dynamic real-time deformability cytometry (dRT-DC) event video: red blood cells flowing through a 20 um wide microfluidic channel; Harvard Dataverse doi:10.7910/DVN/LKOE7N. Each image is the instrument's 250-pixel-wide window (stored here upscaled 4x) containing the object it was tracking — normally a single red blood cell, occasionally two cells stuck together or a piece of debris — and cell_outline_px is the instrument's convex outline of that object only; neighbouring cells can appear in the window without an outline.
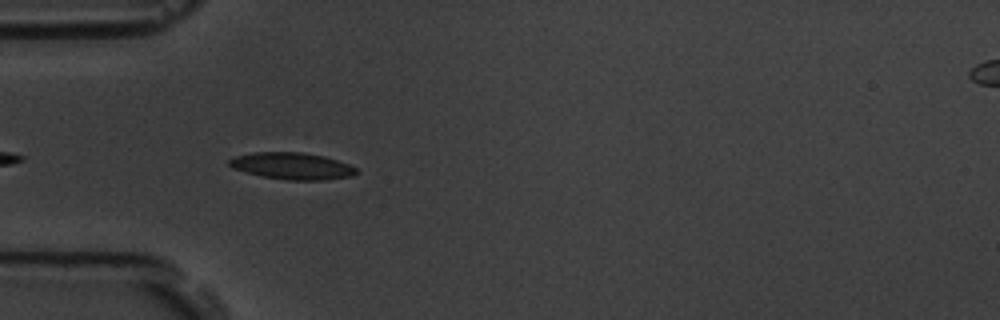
{"species": "common noctule bat (a hibernating species)", "species_latin": "Nyctalus noctula", "temperature_condition": "room temperature", "stored_images_in_passage": 12, "camera_frame_rate_fps": 3000, "um_per_image_px": 0.085, "animal": {"sex": "male", "body_mass_g": 19.5, "forearm_length_mm": 54.6}, "frame": {"image": 1, "passage_image": 1, "time_ms": 0.0, "image_size_px": [1000, 320], "cell_outline_px": [[356, 172], [352, 176], [324, 180], [288, 180], [264, 176], [232, 168], [228, 164], [228, 160], [232, 156], [252, 152], [304, 152], [324, 156], [348, 164], [356, 168]], "centroid_in_image_um": [24.79, 14.09], "position_along_channel_um": 60.2, "area_um2": 19.77}}
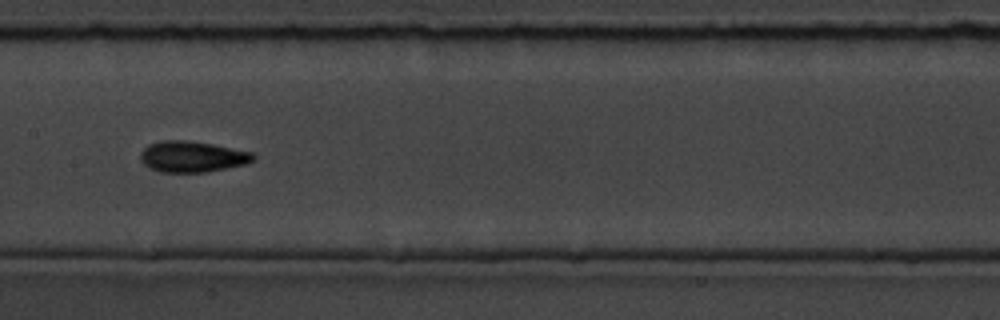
{"frame": {"image": 2, "passage_image": 4, "time_ms": 3.667, "image_size_px": [1000, 320], "cell_outline_px": [[256, 156], [248, 164], [208, 172], [160, 172], [148, 168], [140, 160], [140, 152], [148, 144], [164, 140], [184, 140], [212, 144], [252, 152]], "centroid_in_image_um": [16.32, 13.32], "position_along_channel_um": 191.1, "area_um2": 20.52}}
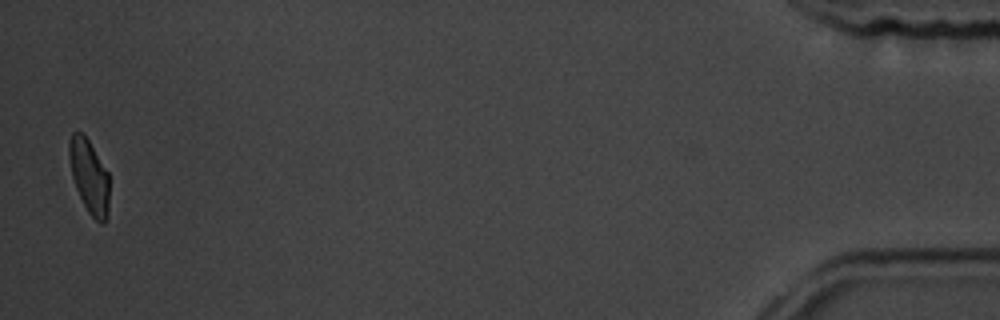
{"frame": {"image": 3, "passage_image": 12, "time_ms": 12.667, "image_size_px": [1000, 320], "cell_outline_px": [[108, 216], [104, 224], [100, 224], [88, 212], [76, 188], [72, 176], [68, 156], [68, 144], [72, 132], [80, 132], [88, 140], [108, 172]], "centroid_in_image_um": [7.58, 15.01], "position_along_channel_um": 427.6, "area_um2": 17.11}, "authors_computed_cell_mechanics": {"area_um2": 18.9873, "velocity_mm_per_s": 3.6575, "shape_relaxation_time_tau1_ms": 2.8163, "shape_relaxation_time_tau2_ms": 3.1437, "deformation_change_tau1": 0.0969, "deformation_change_tau2": 0.0537}}